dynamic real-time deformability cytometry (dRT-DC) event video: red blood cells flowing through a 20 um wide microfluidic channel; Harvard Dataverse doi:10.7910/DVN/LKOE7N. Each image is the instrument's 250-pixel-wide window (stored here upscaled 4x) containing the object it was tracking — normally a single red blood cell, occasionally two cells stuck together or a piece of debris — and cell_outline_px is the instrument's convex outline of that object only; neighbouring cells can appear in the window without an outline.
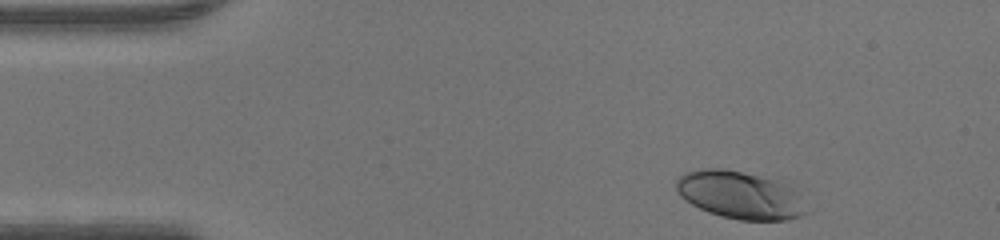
{"species": "human", "species_latin": "Homo sapiens", "temperature_condition": "warm", "stored_images_in_passage": 36, "camera_frame_rate_fps": 3000, "um_per_image_px": 0.085, "donor": {"sex": "male"}, "frame": {"image": 1, "passage_image": 2, "time_ms": 0.333, "image_size_px": [1000, 240], "cell_outline_px": [[808, 212], [800, 216], [788, 220], [740, 220], [720, 216], [708, 212], [684, 200], [680, 196], [676, 188], [676, 180], [684, 172], [708, 168], [724, 168], [788, 184], [800, 196]], "centroid_in_image_um": [62.88, 16.59], "position_along_channel_um": 22.1, "area_um2": 35.89}}
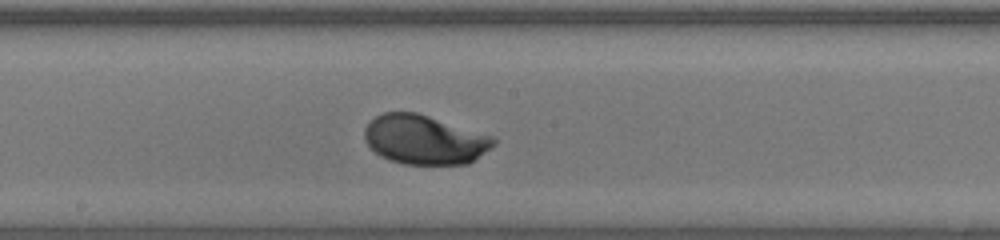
{"frame": {"image": 2, "passage_image": 21, "time_ms": 6.667, "image_size_px": [1000, 240], "cell_outline_px": [[496, 144], [468, 164], [404, 164], [388, 160], [380, 156], [364, 140], [364, 128], [376, 116], [384, 112], [416, 112], [492, 136], [496, 140]], "centroid_in_image_um": [36.06, 11.88], "position_along_channel_um": 212.1, "area_um2": 36.82}}
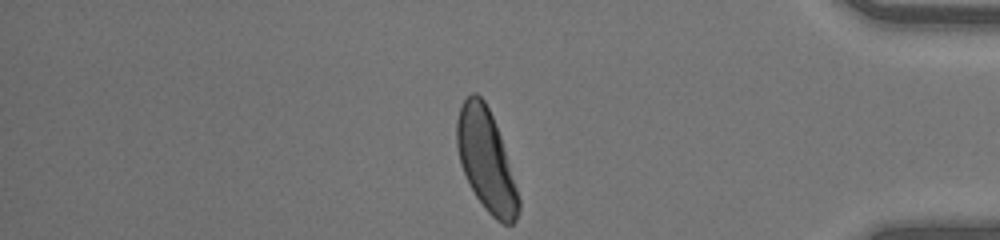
{"frame": {"image": 3, "passage_image": 36, "time_ms": 11.667, "image_size_px": [1000, 240], "cell_outline_px": [[520, 208], [516, 220], [512, 224], [504, 224], [496, 220], [484, 208], [468, 184], [460, 164], [456, 144], [456, 120], [460, 104], [472, 92], [476, 92], [484, 100], [492, 116], [500, 136], [520, 200]], "centroid_in_image_um": [41.29, 13.63], "position_along_channel_um": 393.9, "area_um2": 36.36}}